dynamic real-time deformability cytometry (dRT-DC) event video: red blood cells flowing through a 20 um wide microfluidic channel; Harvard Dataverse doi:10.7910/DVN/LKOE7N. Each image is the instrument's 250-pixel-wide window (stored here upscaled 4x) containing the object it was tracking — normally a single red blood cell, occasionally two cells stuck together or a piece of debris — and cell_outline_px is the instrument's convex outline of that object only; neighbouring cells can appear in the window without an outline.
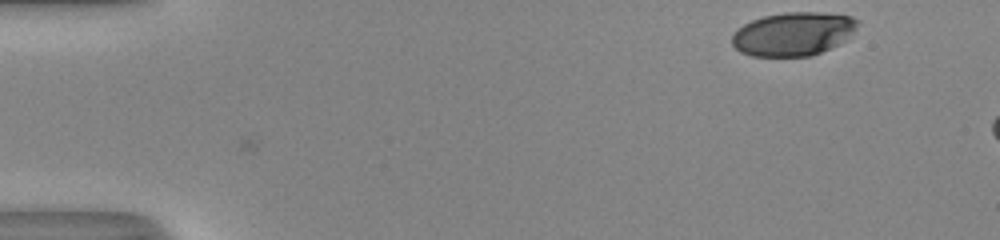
{"species": "human", "species_latin": "Homo sapiens", "temperature_condition": "room temperature", "stored_images_in_passage": 8, "camera_frame_rate_fps": 3000, "um_per_image_px": 0.085, "donor": {"sex": "male"}, "frame": {"image": 1, "passage_image": 1, "time_ms": 0.0, "image_size_px": [1000, 240], "cell_outline_px": [[860, 20], [856, 28], [852, 32], [836, 44], [812, 56], [752, 56], [740, 52], [732, 44], [732, 32], [736, 28], [752, 20], [764, 16], [784, 12], [820, 12], [852, 16]], "centroid_in_image_um": [67.37, 2.87], "position_along_channel_um": 17.6, "area_um2": 31.73}}